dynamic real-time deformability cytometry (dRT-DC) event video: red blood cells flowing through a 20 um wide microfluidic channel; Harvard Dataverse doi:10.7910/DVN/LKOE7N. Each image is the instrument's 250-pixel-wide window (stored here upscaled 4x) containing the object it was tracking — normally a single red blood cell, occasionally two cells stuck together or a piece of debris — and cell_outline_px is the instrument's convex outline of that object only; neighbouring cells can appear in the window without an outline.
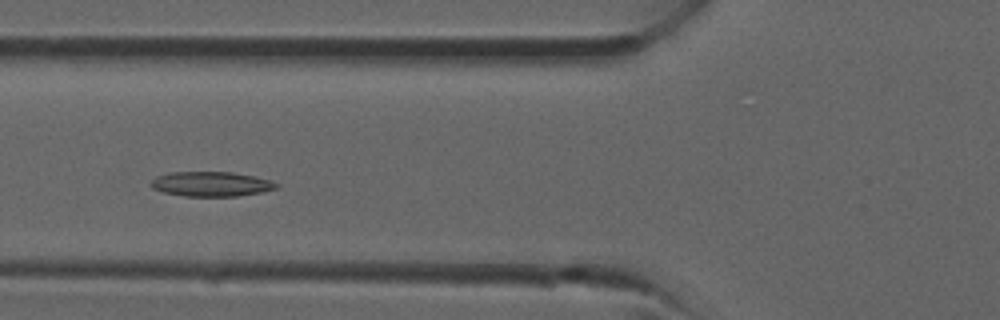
{"species": "common noctule bat (a hibernating species)", "species_latin": "Nyctalus noctula", "temperature_condition": "room temperature", "stored_images_in_passage": 33, "camera_frame_rate_fps": 3000, "um_per_image_px": 0.085, "animal": {"sex": "male", "forearm_length_mm": 52.5}, "frame": {"image": 1, "passage_image": 10, "time_ms": 3.0, "image_size_px": [1000, 320], "cell_outline_px": [[280, 184], [276, 188], [260, 192], [236, 196], [184, 196], [164, 192], [152, 188], [148, 184], [156, 176], [168, 172], [232, 172], [252, 176], [268, 180]], "centroid_in_image_um": [17.88, 15.64], "position_along_channel_um": 107.9, "area_um2": 17.98}}
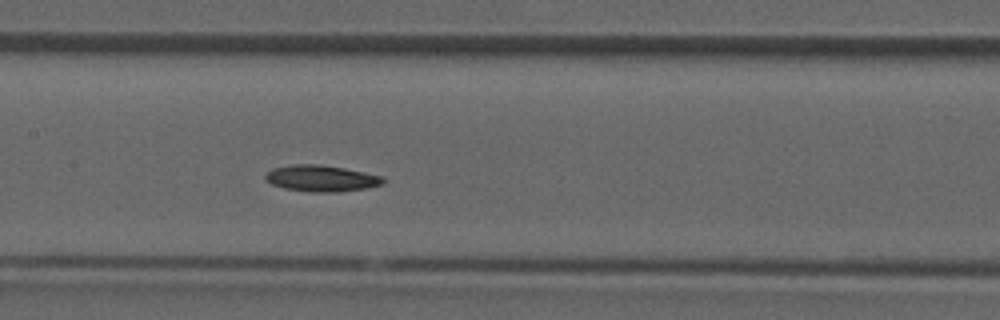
{"frame": {"image": 2, "passage_image": 14, "time_ms": 4.333, "image_size_px": [1000, 320], "cell_outline_px": [[384, 184], [368, 188], [340, 192], [312, 192], [284, 188], [272, 184], [264, 180], [264, 176], [272, 168], [292, 164], [320, 164], [344, 168], [384, 176]], "centroid_in_image_um": [27.32, 15.16], "position_along_channel_um": 180.1, "area_um2": 18.26}}
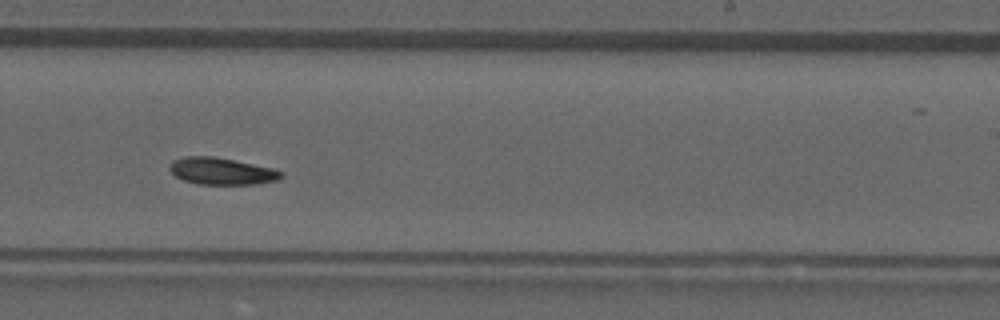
{"frame": {"image": 3, "passage_image": 19, "time_ms": 6.0, "image_size_px": [1000, 320], "cell_outline_px": [[284, 176], [280, 180], [256, 184], [196, 184], [184, 180], [176, 176], [168, 168], [176, 160], [184, 156], [212, 156], [272, 168], [284, 172]], "centroid_in_image_um": [18.89, 14.56], "position_along_channel_um": 270.1, "area_um2": 17.34}}